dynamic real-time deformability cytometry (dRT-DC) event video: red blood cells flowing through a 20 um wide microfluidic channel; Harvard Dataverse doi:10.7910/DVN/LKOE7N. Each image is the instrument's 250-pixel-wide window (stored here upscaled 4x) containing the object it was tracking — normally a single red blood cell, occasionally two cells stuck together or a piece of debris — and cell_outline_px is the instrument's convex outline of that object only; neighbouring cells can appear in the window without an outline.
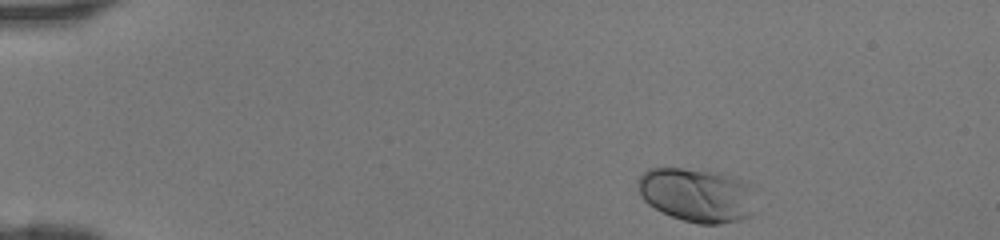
{"species": "human", "species_latin": "Homo sapiens", "temperature_condition": "room temperature", "stored_images_in_passage": 40, "camera_frame_rate_fps": 3000, "um_per_image_px": 0.085, "donor": {"sex": "female"}, "frame": {"image": 1, "passage_image": 1, "time_ms": 0.0, "image_size_px": [1000, 240], "cell_outline_px": [[756, 184], [752, 212], [748, 216], [740, 220], [720, 224], [700, 224], [684, 220], [660, 212], [648, 204], [640, 196], [636, 180], [648, 168], [680, 168], [724, 172]], "centroid_in_image_um": [59.28, 16.55], "position_along_channel_um": 25.7, "area_um2": 37.97}}
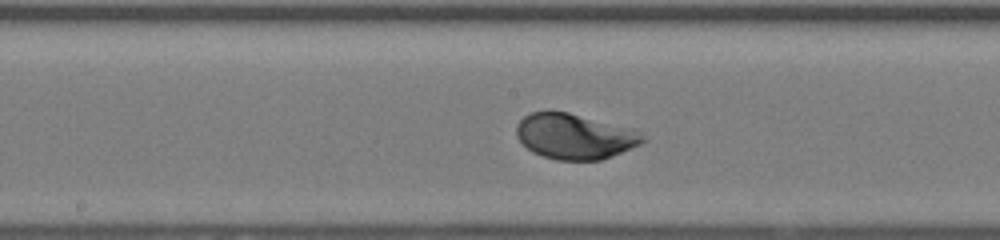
{"frame": {"image": 2, "passage_image": 19, "time_ms": 6.0, "image_size_px": [1000, 240], "cell_outline_px": [[648, 140], [640, 144], [600, 160], [556, 160], [532, 152], [516, 136], [516, 124], [524, 116], [532, 112], [548, 108], [552, 108], [568, 112], [640, 132]], "centroid_in_image_um": [48.77, 11.56], "position_along_channel_um": 199.4, "area_um2": 33.29}}
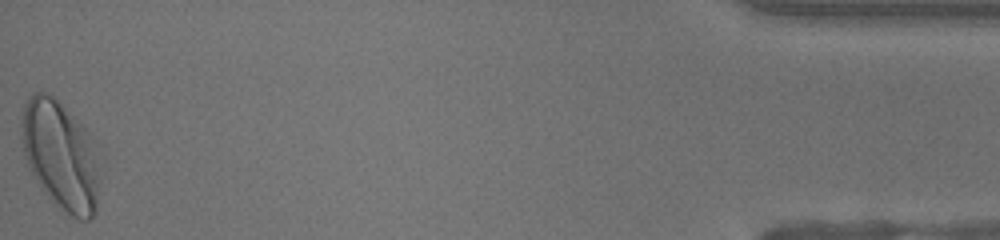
{"frame": {"image": 3, "passage_image": 40, "time_ms": 13.0, "image_size_px": [1000, 240], "cell_outline_px": [[104, 160], [96, 212], [88, 220], [80, 220], [56, 208], [40, 188], [28, 168], [24, 156], [20, 136], [20, 120], [24, 104], [32, 92], [48, 92], [56, 96], [100, 144], [104, 156]], "centroid_in_image_um": [5.23, 13.2], "position_along_channel_um": 430.0, "area_um2": 52.83}}